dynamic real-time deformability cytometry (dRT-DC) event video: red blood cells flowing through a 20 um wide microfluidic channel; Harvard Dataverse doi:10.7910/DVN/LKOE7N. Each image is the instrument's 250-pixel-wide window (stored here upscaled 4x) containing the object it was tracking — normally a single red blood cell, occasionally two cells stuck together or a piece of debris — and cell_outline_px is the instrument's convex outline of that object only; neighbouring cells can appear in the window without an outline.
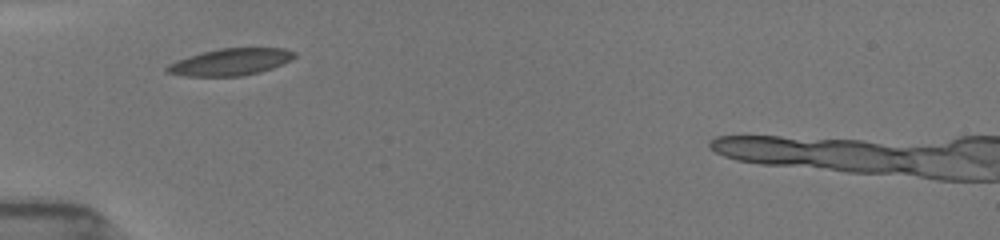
{"species": "common noctule bat (a hibernating species)", "species_latin": "Nyctalus noctula", "temperature_condition": "room temperature", "stored_images_in_passage": 11, "camera_frame_rate_fps": 3000, "um_per_image_px": 0.085, "animal": {"sex": "female", "body_mass_g": 19.5, "forearm_length_mm": 54.1}, "frame": {"image": 1, "passage_image": 1, "time_ms": 0.0, "image_size_px": [1000, 240], "cell_outline_px": [[296, 56], [292, 60], [284, 64], [260, 72], [240, 76], [184, 76], [168, 72], [164, 68], [168, 64], [204, 52], [220, 48], [284, 48], [296, 52]], "centroid_in_image_um": [19.67, 5.27], "position_along_channel_um": 65.3, "area_um2": 19.77}}